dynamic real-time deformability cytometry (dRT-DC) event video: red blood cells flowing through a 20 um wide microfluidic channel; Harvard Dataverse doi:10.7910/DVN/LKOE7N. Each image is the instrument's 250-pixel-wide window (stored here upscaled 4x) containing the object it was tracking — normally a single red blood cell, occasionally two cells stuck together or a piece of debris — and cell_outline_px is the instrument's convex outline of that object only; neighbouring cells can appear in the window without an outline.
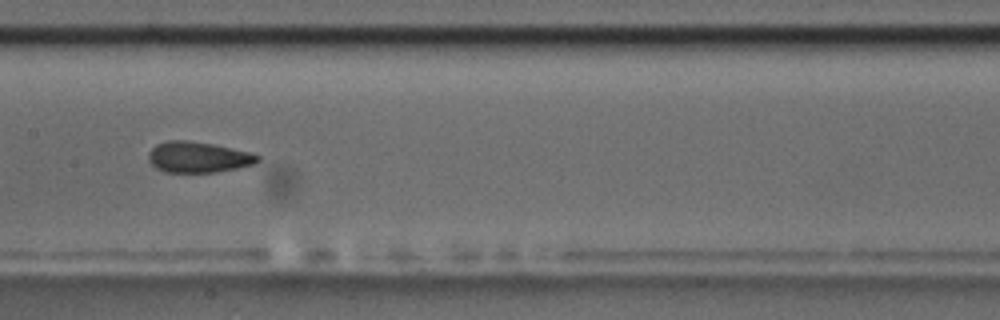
{"species": "common noctule bat (a hibernating species)", "species_latin": "Nyctalus noctula", "temperature_condition": "room temperature", "stored_images_in_passage": 39, "camera_frame_rate_fps": 3000, "um_per_image_px": 0.085, "animal": {"sex": "male", "body_mass_g": 17.5, "forearm_length_mm": 52.3}, "frame": {"image": 1, "passage_image": 12, "time_ms": 3.667, "image_size_px": [1000, 320], "cell_outline_px": [[260, 160], [256, 164], [216, 172], [164, 172], [156, 168], [148, 160], [148, 152], [156, 144], [168, 140], [188, 140], [212, 144], [248, 152], [260, 156]], "centroid_in_image_um": [16.82, 13.36], "position_along_channel_um": 190.6, "area_um2": 19.59}, "authors_computed_cell_mechanics": {"area_um2": 19.7098, "velocity_mm_per_s": 3.6535, "shape_relaxation_time_tau1_ms": 8.2757, "shape_relaxation_time_tau2_ms": 1.3429, "deformation_change_tau1": 0.1625, "deformation_change_tau2": 0.063}}